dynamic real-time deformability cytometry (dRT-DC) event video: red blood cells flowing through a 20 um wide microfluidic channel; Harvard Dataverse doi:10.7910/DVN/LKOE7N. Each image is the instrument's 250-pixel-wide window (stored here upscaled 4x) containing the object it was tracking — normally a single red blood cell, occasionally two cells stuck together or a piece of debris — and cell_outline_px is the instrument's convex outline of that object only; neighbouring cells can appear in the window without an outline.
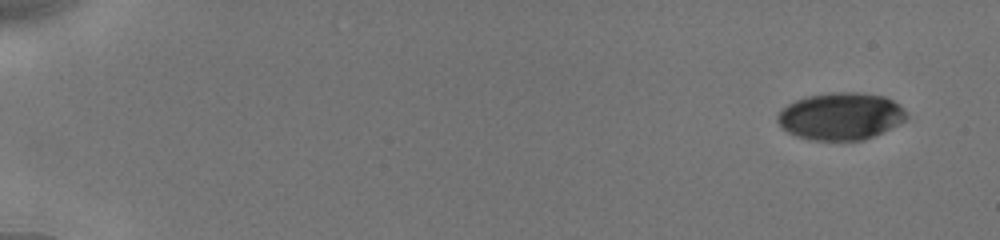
{"species": "human", "species_latin": "Homo sapiens", "temperature_condition": "cold", "stored_images_in_passage": 16, "camera_frame_rate_fps": 3000, "um_per_image_px": 0.085, "donor": {"sex": "male"}, "frame": {"image": 1, "passage_image": 1, "time_ms": 0.0, "image_size_px": [1000, 240], "cell_outline_px": [[908, 116], [904, 120], [864, 140], [812, 140], [788, 132], [776, 120], [776, 116], [780, 108], [796, 100], [808, 96], [832, 92], [856, 92], [884, 96], [900, 104], [904, 108]], "centroid_in_image_um": [71.44, 9.86], "position_along_channel_um": 13.6, "area_um2": 35.2}}
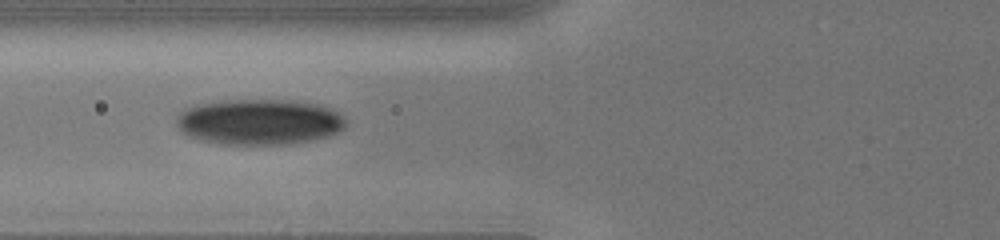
{"frame": {"image": 2, "passage_image": 7, "time_ms": 6.667, "image_size_px": [1000, 240], "cell_outline_px": [[344, 128], [328, 136], [312, 140], [292, 144], [220, 144], [200, 140], [188, 136], [180, 132], [176, 124], [176, 116], [180, 112], [196, 104], [224, 100], [292, 100], [320, 104], [332, 108], [344, 116]], "centroid_in_image_um": [22.02, 10.36], "position_along_channel_um": 103.8, "area_um2": 45.49}}
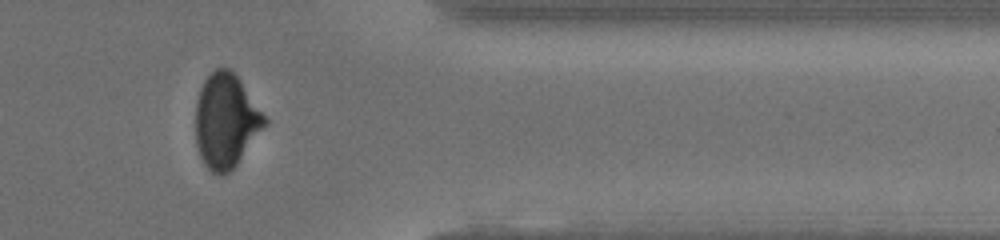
{"frame": {"image": 3, "passage_image": 14, "time_ms": 14.333, "image_size_px": [1000, 240], "cell_outline_px": [[268, 124], [236, 164], [228, 172], [220, 176], [212, 172], [204, 164], [200, 156], [196, 144], [196, 104], [200, 88], [204, 80], [216, 68], [228, 68], [236, 76], [268, 120]], "centroid_in_image_um": [19.2, 10.3], "position_along_channel_um": 392.2, "area_um2": 37.45}, "authors_computed_cell_mechanics": {"area_um2": 39.3907, "velocity_mm_per_s": 3.9107, "shape_relaxation_time_tau1_ms": 2.7998, "shape_relaxation_time_tau2_ms": null, "deformation_change_tau1": 0.0961, "deformation_change_tau2": null}}